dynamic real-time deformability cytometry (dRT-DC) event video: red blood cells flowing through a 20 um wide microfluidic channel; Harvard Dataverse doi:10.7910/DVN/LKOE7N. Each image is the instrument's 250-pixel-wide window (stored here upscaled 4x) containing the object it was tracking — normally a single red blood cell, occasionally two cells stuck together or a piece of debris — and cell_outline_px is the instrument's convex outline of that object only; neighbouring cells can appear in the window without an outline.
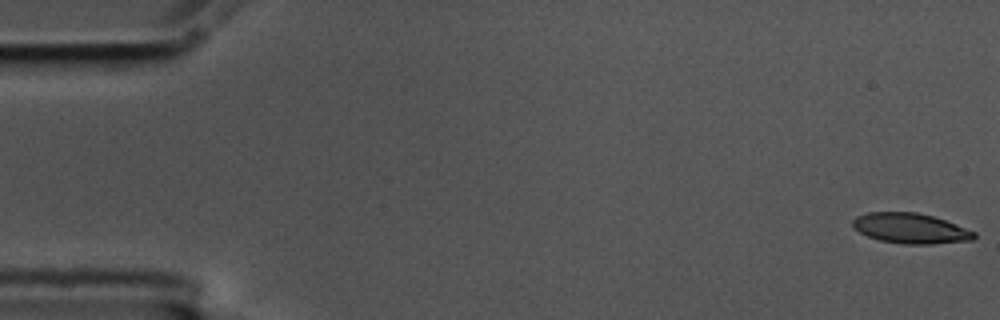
{"species": "common noctule bat (a hibernating species)", "species_latin": "Nyctalus noctula", "temperature_condition": "cold", "stored_images_in_passage": 57, "camera_frame_rate_fps": 3000, "um_per_image_px": 0.085, "animal": {"sex": "male", "body_mass_g": 17.5, "forearm_length_mm": 52.3}, "frame": {"image": 1, "passage_image": 1, "time_ms": 0.0, "image_size_px": [1000, 320], "cell_outline_px": [[976, 236], [972, 240], [932, 244], [904, 244], [880, 240], [868, 236], [860, 232], [852, 224], [852, 220], [856, 216], [868, 212], [916, 212], [932, 216], [956, 224], [976, 232]], "centroid_in_image_um": [77.4, 19.41], "position_along_channel_um": 7.6, "area_um2": 21.27}}
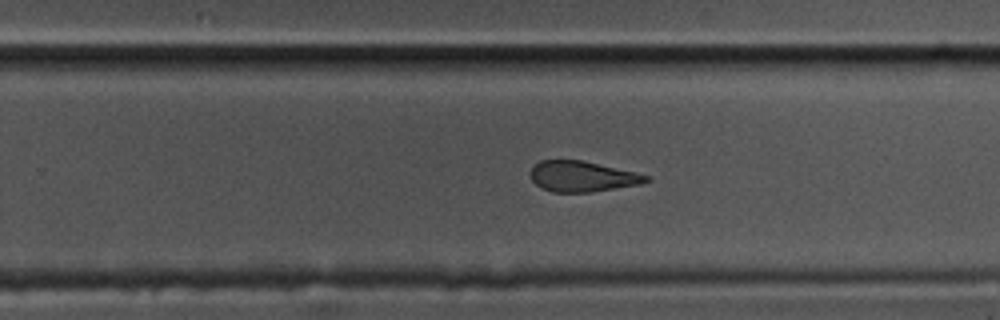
{"frame": {"image": 2, "passage_image": 36, "time_ms": 11.667, "image_size_px": [1000, 320], "cell_outline_px": [[648, 180], [640, 184], [592, 192], [552, 192], [540, 188], [532, 180], [528, 172], [532, 164], [540, 160], [584, 160], [648, 176]], "centroid_in_image_um": [49.37, 14.99], "position_along_channel_um": 280.4, "area_um2": 20.63}}
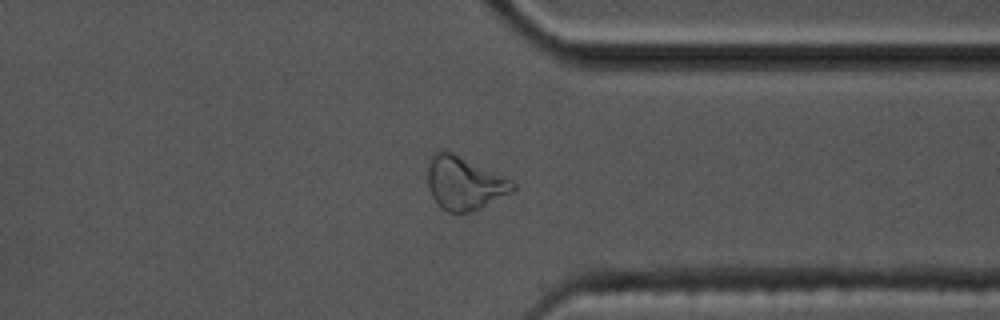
{"frame": {"image": 3, "passage_image": 44, "time_ms": 14.333, "image_size_px": [1000, 320], "cell_outline_px": [[516, 188], [512, 192], [480, 208], [468, 212], [448, 212], [432, 196], [428, 184], [428, 168], [432, 152], [444, 148], [512, 180], [516, 184]], "centroid_in_image_um": [39.47, 15.53], "position_along_channel_um": 371.9, "area_um2": 26.18}, "authors_computed_cell_mechanics": {"area_um2": 22.542, "velocity_mm_per_s": 3.5271, "shape_relaxation_time_tau1_ms": 6.4226, "shape_relaxation_time_tau2_ms": 2.5603, "deformation_change_tau1": 0.1586, "deformation_change_tau2": 0.0912}}